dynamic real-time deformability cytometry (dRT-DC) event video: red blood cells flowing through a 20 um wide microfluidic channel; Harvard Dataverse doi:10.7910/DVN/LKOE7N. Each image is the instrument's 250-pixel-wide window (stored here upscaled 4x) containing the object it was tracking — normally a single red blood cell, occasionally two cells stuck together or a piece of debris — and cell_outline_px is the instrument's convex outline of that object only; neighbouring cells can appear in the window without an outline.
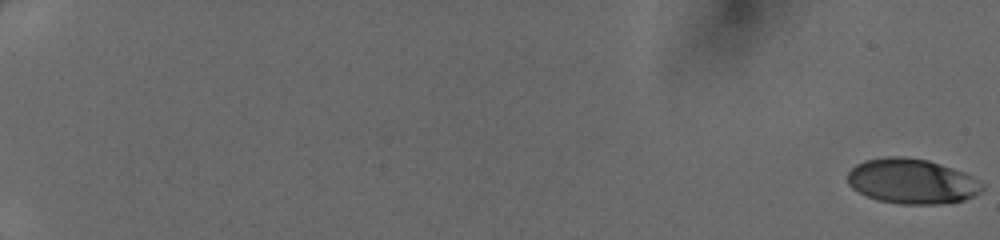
{"species": "human", "species_latin": "Homo sapiens", "temperature_condition": "cold", "stored_images_in_passage": 51, "camera_frame_rate_fps": 3000, "um_per_image_px": 0.085, "donor": {"sex": "female"}, "frame": {"image": 1, "passage_image": 1, "time_ms": 0.0, "image_size_px": [1000, 240], "cell_outline_px": [[984, 188], [980, 192], [964, 200], [940, 204], [900, 204], [880, 200], [868, 196], [852, 188], [848, 184], [848, 172], [856, 164], [864, 160], [888, 156], [904, 156], [928, 160], [964, 172], [972, 176], [984, 184]], "centroid_in_image_um": [77.52, 15.4], "position_along_channel_um": 7.5, "area_um2": 35.32}}
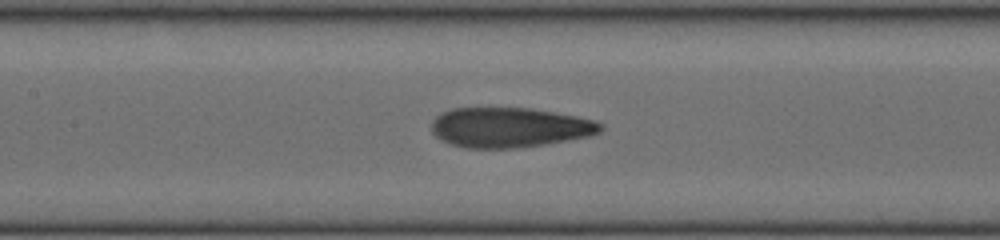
{"frame": {"image": 2, "passage_image": 28, "time_ms": 9.0, "image_size_px": [1000, 240], "cell_outline_px": [[604, 128], [600, 132], [592, 136], [544, 144], [516, 148], [464, 148], [440, 140], [432, 132], [432, 120], [440, 112], [452, 108], [532, 108], [576, 116], [592, 120], [604, 124]], "centroid_in_image_um": [43.31, 10.83], "position_along_channel_um": 164.1, "area_um2": 39.54}}
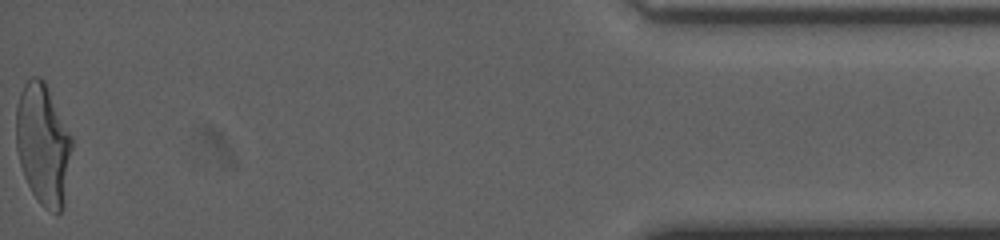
{"frame": {"image": 3, "passage_image": 51, "time_ms": 16.667, "image_size_px": [1000, 240], "cell_outline_px": [[72, 148], [64, 204], [60, 212], [56, 216], [44, 208], [40, 204], [32, 192], [24, 176], [20, 164], [16, 148], [16, 104], [20, 92], [24, 84], [32, 76], [40, 76], [44, 80], [72, 136]], "centroid_in_image_um": [3.66, 12.28], "position_along_channel_um": 431.5, "area_um2": 39.71}}